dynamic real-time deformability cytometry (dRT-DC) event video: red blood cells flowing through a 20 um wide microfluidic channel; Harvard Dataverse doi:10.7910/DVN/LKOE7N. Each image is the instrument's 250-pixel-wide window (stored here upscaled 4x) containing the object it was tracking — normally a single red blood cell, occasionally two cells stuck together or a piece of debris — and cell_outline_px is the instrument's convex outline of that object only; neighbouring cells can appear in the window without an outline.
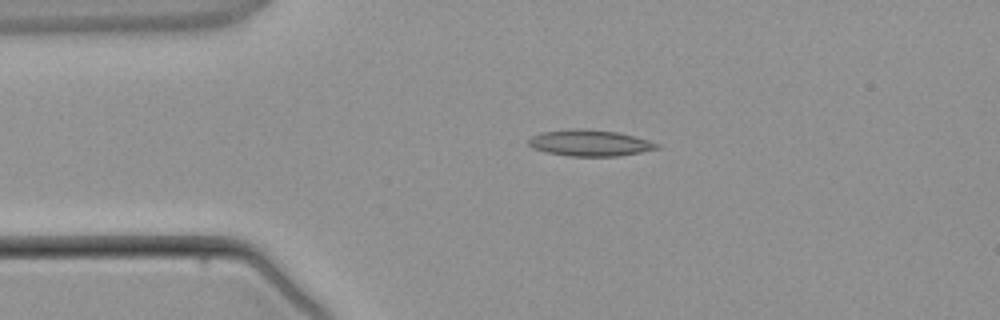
{"species": "common noctule bat (a hibernating species)", "species_latin": "Nyctalus noctula", "temperature_condition": "warm", "stored_images_in_passage": 2, "camera_frame_rate_fps": 3000, "um_per_image_px": 0.085, "animal": {"sex": "male", "body_mass_g": 21.5, "forearm_length_mm": 52.0}, "frame": {"image": 1, "passage_image": 1, "time_ms": 0.0, "image_size_px": [1000, 320], "cell_outline_px": [[660, 148], [640, 152], [616, 156], [568, 156], [548, 152], [532, 148], [528, 144], [528, 140], [532, 136], [540, 132], [572, 128], [584, 128], [616, 132], [636, 136], [660, 144]], "centroid_in_image_um": [50.12, 12.14], "position_along_channel_um": 34.9, "area_um2": 19.71}}